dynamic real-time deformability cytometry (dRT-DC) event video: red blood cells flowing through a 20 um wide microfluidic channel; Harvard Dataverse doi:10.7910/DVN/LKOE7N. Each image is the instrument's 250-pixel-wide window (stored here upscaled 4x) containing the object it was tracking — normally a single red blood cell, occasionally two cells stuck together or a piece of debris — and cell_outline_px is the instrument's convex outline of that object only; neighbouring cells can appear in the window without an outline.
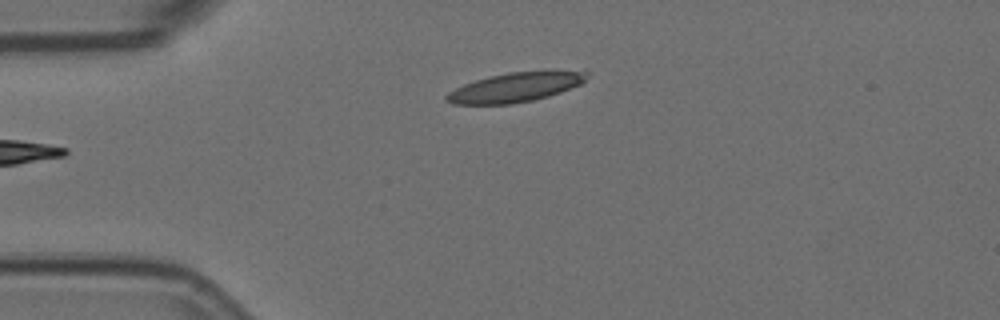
{"species": "Egyptian fruit bat (a non-hibernating species)", "species_latin": "Rousettus aegyptiacus", "temperature_condition": "room temperature", "stored_images_in_passage": 3, "camera_frame_rate_fps": 3000, "um_per_image_px": 0.085, "animal": {"sex": "female"}, "frame": {"image": 1, "passage_image": 3, "time_ms": 0.667, "image_size_px": [1000, 320], "cell_outline_px": [[588, 76], [580, 84], [560, 92], [548, 96], [532, 100], [512, 104], [452, 104], [444, 100], [444, 96], [448, 92], [464, 84], [488, 76], [508, 72], [588, 72]], "centroid_in_image_um": [43.7, 7.44], "position_along_channel_um": 41.3, "area_um2": 23.47}}